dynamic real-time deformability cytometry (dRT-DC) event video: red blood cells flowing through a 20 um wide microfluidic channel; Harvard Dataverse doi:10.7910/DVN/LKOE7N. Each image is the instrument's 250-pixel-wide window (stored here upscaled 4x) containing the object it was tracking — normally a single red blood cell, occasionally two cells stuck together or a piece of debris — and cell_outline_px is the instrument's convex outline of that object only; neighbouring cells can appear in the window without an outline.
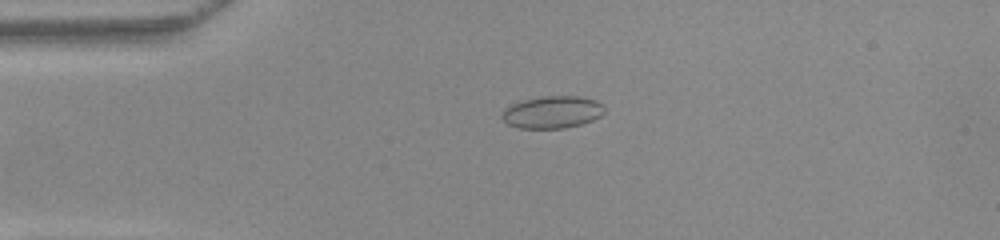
{"species": "common noctule bat (a hibernating species)", "species_latin": "Nyctalus noctula", "temperature_condition": "warm", "stored_images_in_passage": 51, "camera_frame_rate_fps": 3000, "um_per_image_px": 0.085, "animal": {"sex": "female", "body_mass_g": 22.0, "forearm_length_mm": 56.7}, "frame": {"image": 1, "passage_image": 12, "time_ms": 3.667, "image_size_px": [1000, 240], "cell_outline_px": [[604, 112], [600, 116], [592, 120], [580, 124], [564, 128], [520, 128], [508, 124], [500, 116], [500, 112], [504, 108], [520, 100], [540, 96], [580, 96], [596, 100], [604, 104]], "centroid_in_image_um": [46.92, 9.51], "position_along_channel_um": 38.1, "area_um2": 19.48}}
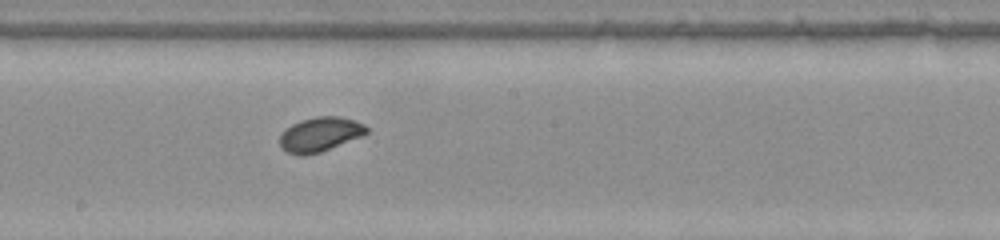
{"frame": {"image": 2, "passage_image": 28, "time_ms": 9.0, "image_size_px": [1000, 240], "cell_outline_px": [[368, 132], [364, 136], [320, 152], [304, 156], [296, 156], [288, 152], [280, 144], [280, 132], [292, 124], [316, 116], [340, 116], [364, 124], [368, 128]], "centroid_in_image_um": [27.22, 11.43], "position_along_channel_um": 221.0, "area_um2": 17.46}}
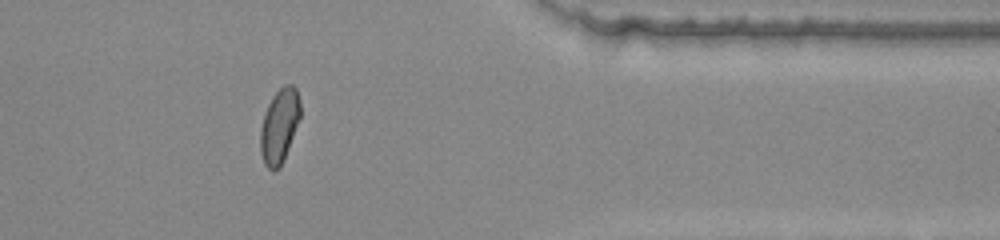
{"frame": {"image": 3, "passage_image": 42, "time_ms": 13.667, "image_size_px": [1000, 240], "cell_outline_px": [[300, 116], [284, 160], [280, 168], [272, 172], [264, 164], [260, 152], [260, 128], [264, 112], [272, 96], [284, 84], [292, 84], [296, 88], [300, 100]], "centroid_in_image_um": [23.73, 10.71], "position_along_channel_um": 387.7, "area_um2": 17.46}, "authors_computed_cell_mechanics": {"area_um2": 17.6868, "velocity_mm_per_s": 3.9864, "shape_relaxation_time_tau1_ms": 3.4848, "shape_relaxation_time_tau2_ms": null, "deformation_change_tau1": 0.115, "deformation_change_tau2": null}}